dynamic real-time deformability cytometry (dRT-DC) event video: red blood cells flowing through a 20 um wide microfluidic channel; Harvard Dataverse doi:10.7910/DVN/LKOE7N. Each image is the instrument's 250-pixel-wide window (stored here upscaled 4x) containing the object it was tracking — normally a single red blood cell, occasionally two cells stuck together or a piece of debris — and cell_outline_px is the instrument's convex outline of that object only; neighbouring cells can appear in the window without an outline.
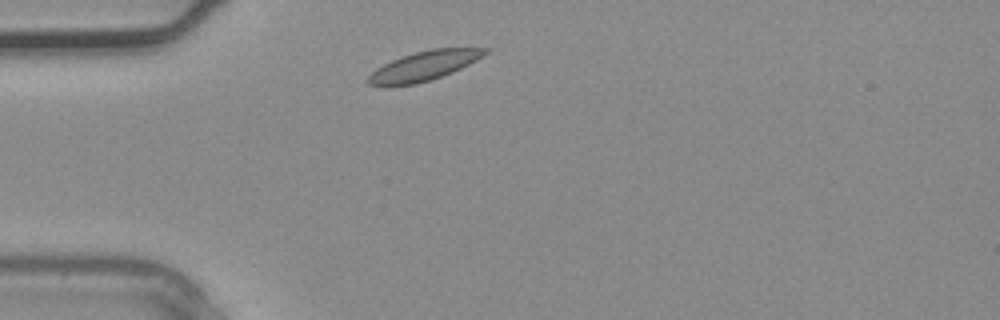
{"species": "common noctule bat (a hibernating species)", "species_latin": "Nyctalus noctula", "temperature_condition": "warm", "stored_images_in_passage": 1, "camera_frame_rate_fps": 3000, "um_per_image_px": 0.085, "animal": {"sex": "male", "body_mass_g": 20.4}, "frame": {"image": 1, "passage_image": 1, "time_ms": 0.0, "image_size_px": [1000, 320], "cell_outline_px": [[488, 52], [476, 60], [452, 72], [432, 80], [416, 84], [368, 84], [364, 80], [376, 68], [392, 60], [416, 52], [432, 48], [488, 48]], "centroid_in_image_um": [36.05, 5.59], "position_along_channel_um": 48.9, "area_um2": 19.54}}